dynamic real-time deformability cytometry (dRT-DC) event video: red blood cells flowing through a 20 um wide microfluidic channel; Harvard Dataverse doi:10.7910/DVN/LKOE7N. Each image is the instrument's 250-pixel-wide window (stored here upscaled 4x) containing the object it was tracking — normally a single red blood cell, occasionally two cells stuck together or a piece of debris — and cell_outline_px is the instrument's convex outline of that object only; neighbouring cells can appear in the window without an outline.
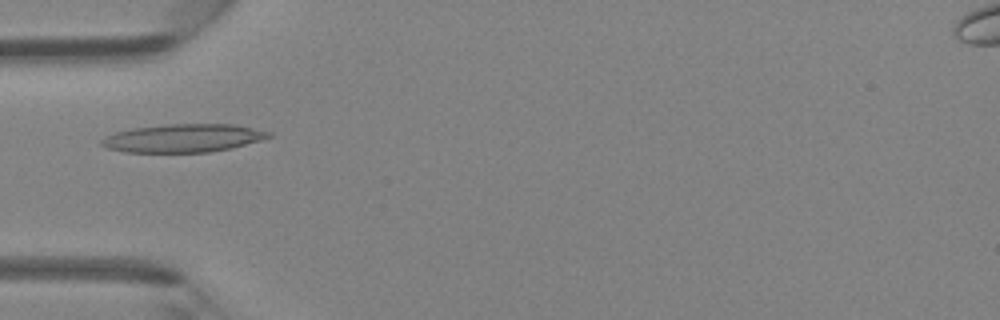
{"species": "Egyptian fruit bat (a non-hibernating species)", "species_latin": "Rousettus aegyptiacus", "temperature_condition": "room temperature", "stored_images_in_passage": 37, "camera_frame_rate_fps": 3000, "um_per_image_px": 0.085, "animal": {"sex": "female"}, "frame": {"image": 1, "passage_image": 6, "time_ms": 1.667, "image_size_px": [1000, 320], "cell_outline_px": [[272, 136], [260, 140], [232, 148], [208, 152], [128, 152], [108, 148], [100, 144], [100, 140], [104, 136], [116, 132], [132, 128], [164, 124], [232, 124], [272, 132]], "centroid_in_image_um": [15.55, 11.73], "position_along_channel_um": 69.4, "area_um2": 27.4}}
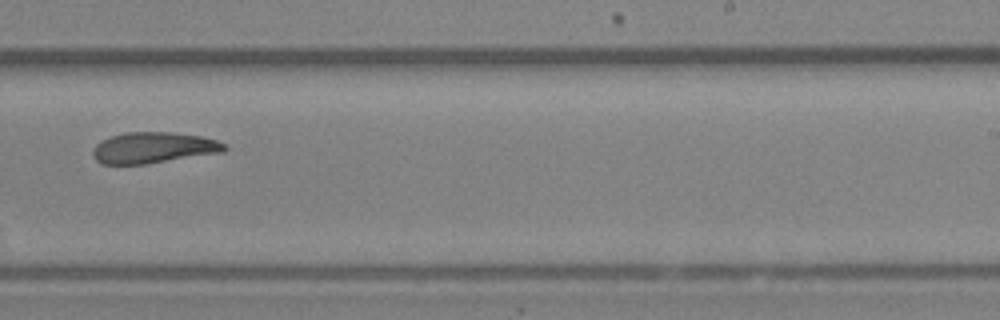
{"frame": {"image": 2, "passage_image": 20, "time_ms": 6.333, "image_size_px": [1000, 320], "cell_outline_px": [[228, 148], [224, 152], [144, 164], [100, 164], [92, 156], [92, 152], [96, 144], [100, 140], [124, 132], [172, 132], [200, 136], [216, 140], [224, 144]], "centroid_in_image_um": [13.01, 12.55], "position_along_channel_um": 276.0, "area_um2": 23.81}}
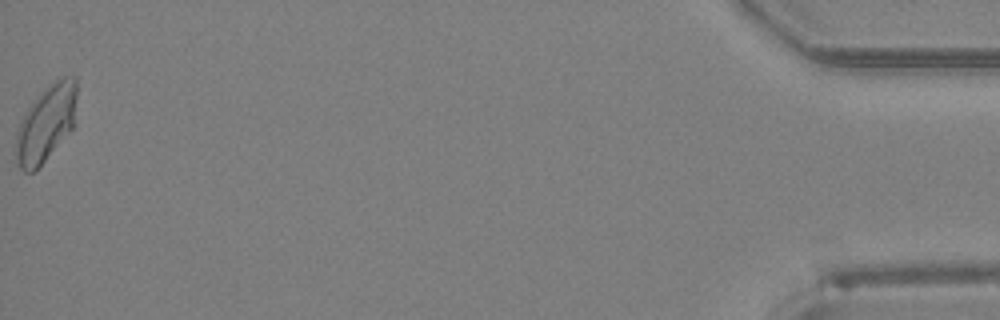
{"frame": {"image": 3, "passage_image": 37, "time_ms": 12.0, "image_size_px": [1000, 320], "cell_outline_px": [[76, 96], [72, 128], [44, 160], [32, 172], [24, 172], [16, 164], [16, 132], [28, 108], [44, 88], [48, 84], [64, 76], [76, 76]], "centroid_in_image_um": [3.9, 10.46], "position_along_channel_um": 431.3, "area_um2": 26.36}}